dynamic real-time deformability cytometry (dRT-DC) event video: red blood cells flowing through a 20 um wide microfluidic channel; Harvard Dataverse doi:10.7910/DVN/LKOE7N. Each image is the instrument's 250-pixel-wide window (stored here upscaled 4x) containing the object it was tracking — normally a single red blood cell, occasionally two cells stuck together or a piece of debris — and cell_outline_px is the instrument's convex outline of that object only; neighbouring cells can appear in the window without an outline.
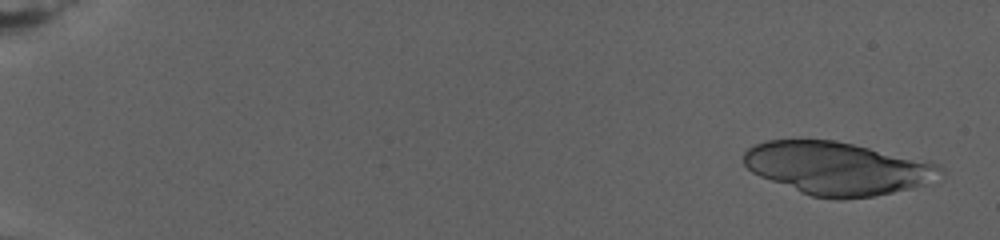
{"species": "human", "species_latin": "Homo sapiens", "temperature_condition": "warm", "stored_images_in_passage": 12, "camera_frame_rate_fps": 3000, "um_per_image_px": 0.085, "donor": {"sex": "female"}, "frame": {"image": 1, "passage_image": 1, "time_ms": 0.0, "image_size_px": [1000, 240], "cell_outline_px": [[944, 172], [932, 184], [876, 196], [840, 200], [836, 200], [812, 196], [800, 192], [760, 176], [752, 172], [744, 164], [744, 152], [748, 148], [764, 140], [836, 140], [932, 160], [940, 164], [944, 168]], "centroid_in_image_um": [71.31, 14.31], "position_along_channel_um": 13.7, "area_um2": 61.67}}